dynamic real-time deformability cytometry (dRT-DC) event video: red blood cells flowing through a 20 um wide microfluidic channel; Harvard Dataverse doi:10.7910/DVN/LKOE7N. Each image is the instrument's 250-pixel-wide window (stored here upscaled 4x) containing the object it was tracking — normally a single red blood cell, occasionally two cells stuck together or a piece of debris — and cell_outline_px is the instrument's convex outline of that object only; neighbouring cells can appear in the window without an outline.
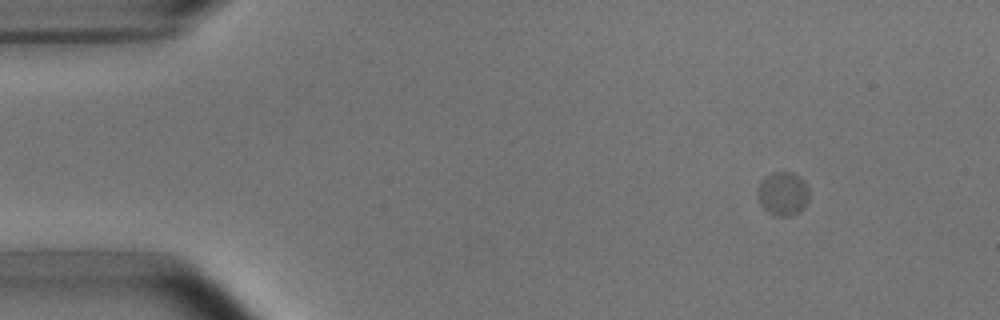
{"species": "common noctule bat (a hibernating species)", "species_latin": "Nyctalus noctula", "temperature_condition": "room temperature", "stored_images_in_passage": 9, "camera_frame_rate_fps": 3000, "um_per_image_px": 0.085, "animal": {"sex": "male", "body_mass_g": 15.6}, "frame": {"image": 1, "passage_image": 1, "time_ms": 0.0, "image_size_px": [1000, 320], "cell_outline_px": [[808, 200], [804, 208], [800, 212], [792, 216], [776, 216], [768, 212], [760, 204], [756, 192], [760, 180], [764, 176], [772, 172], [792, 172], [800, 176], [804, 180], [808, 188]], "centroid_in_image_um": [66.53, 16.45], "position_along_channel_um": 18.5, "area_um2": 13.47}}
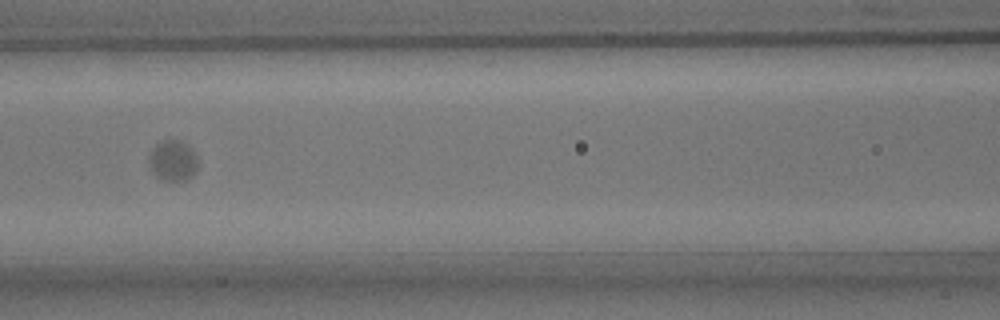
{"frame": {"image": 2, "passage_image": 6, "time_ms": 6.0, "image_size_px": [1000, 320], "cell_outline_px": [[196, 172], [188, 180], [160, 180], [152, 172], [148, 160], [148, 156], [152, 148], [160, 140], [180, 140], [188, 144], [192, 148], [196, 156]], "centroid_in_image_um": [14.67, 13.64], "position_along_channel_um": 151.9, "area_um2": 11.79}}
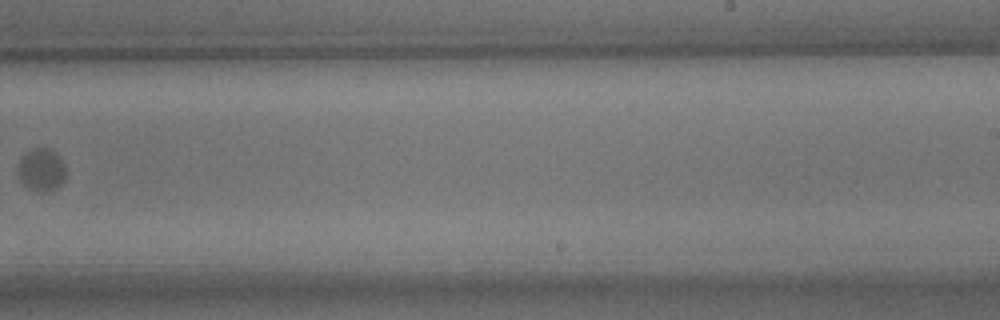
{"frame": {"image": 3, "passage_image": 9, "time_ms": 9.667, "image_size_px": [1000, 320], "cell_outline_px": [[64, 180], [56, 188], [44, 192], [40, 192], [24, 184], [20, 180], [16, 172], [16, 164], [20, 156], [28, 148], [48, 148], [64, 164]], "centroid_in_image_um": [3.42, 14.4], "position_along_channel_um": 285.6, "area_um2": 11.91}}